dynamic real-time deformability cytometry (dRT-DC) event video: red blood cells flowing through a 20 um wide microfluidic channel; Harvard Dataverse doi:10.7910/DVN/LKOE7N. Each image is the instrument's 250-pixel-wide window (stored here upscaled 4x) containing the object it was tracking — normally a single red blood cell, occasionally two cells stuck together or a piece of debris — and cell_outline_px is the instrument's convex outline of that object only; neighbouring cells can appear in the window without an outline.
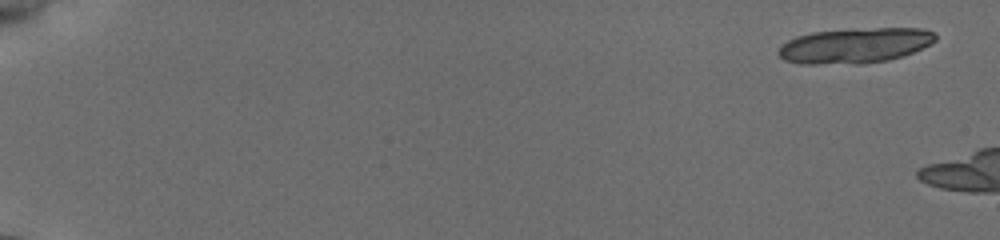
{"species": "common noctule bat (a hibernating species)", "species_latin": "Nyctalus noctula", "temperature_condition": "cold", "stored_images_in_passage": 32, "camera_frame_rate_fps": 3000, "um_per_image_px": 0.085, "animal": {"sex": "female", "body_mass_g": 19.5, "forearm_length_mm": 54.1}, "frame": {"image": 1, "passage_image": 1, "time_ms": 0.0, "image_size_px": [1000, 240], "cell_outline_px": [[936, 40], [912, 52], [888, 60], [860, 64], [800, 64], [784, 60], [776, 52], [788, 40], [796, 36], [812, 32], [876, 28], [924, 28], [936, 32]], "centroid_in_image_um": [72.65, 3.87], "position_along_channel_um": 12.3, "area_um2": 32.08}}